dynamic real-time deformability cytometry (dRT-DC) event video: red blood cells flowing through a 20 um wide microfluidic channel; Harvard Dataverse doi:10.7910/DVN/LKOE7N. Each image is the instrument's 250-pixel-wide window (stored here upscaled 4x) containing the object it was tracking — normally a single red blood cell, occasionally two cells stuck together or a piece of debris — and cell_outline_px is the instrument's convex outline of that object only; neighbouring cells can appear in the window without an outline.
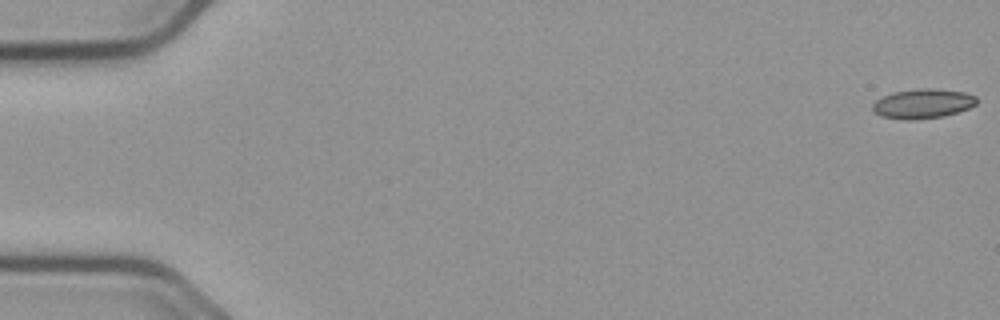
{"species": "common noctule bat (a hibernating species)", "species_latin": "Nyctalus noctula", "temperature_condition": "cold", "stored_images_in_passage": 57, "camera_frame_rate_fps": 3000, "um_per_image_px": 0.085, "animal": {"sex": "male", "body_mass_g": 23.1, "forearm_length_mm": 52.7}, "frame": {"image": 1, "passage_image": 1, "time_ms": 0.0, "image_size_px": [1000, 320], "cell_outline_px": [[976, 104], [968, 108], [944, 116], [916, 120], [904, 120], [880, 116], [872, 112], [872, 104], [876, 100], [892, 92], [916, 88], [932, 88], [964, 92], [976, 96]], "centroid_in_image_um": [78.39, 8.81], "position_along_channel_um": 6.6, "area_um2": 18.09}}
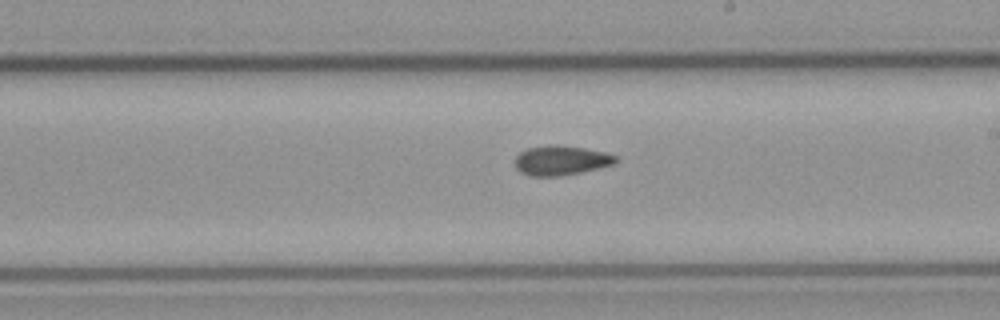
{"frame": {"image": 2, "passage_image": 33, "time_ms": 10.667, "image_size_px": [1000, 320], "cell_outline_px": [[620, 160], [616, 164], [580, 172], [556, 176], [532, 176], [520, 172], [516, 168], [516, 156], [520, 152], [528, 148], [548, 144], [556, 144], [584, 148], [604, 152], [620, 156]], "centroid_in_image_um": [47.74, 13.62], "position_along_channel_um": 241.3, "area_um2": 17.51}}
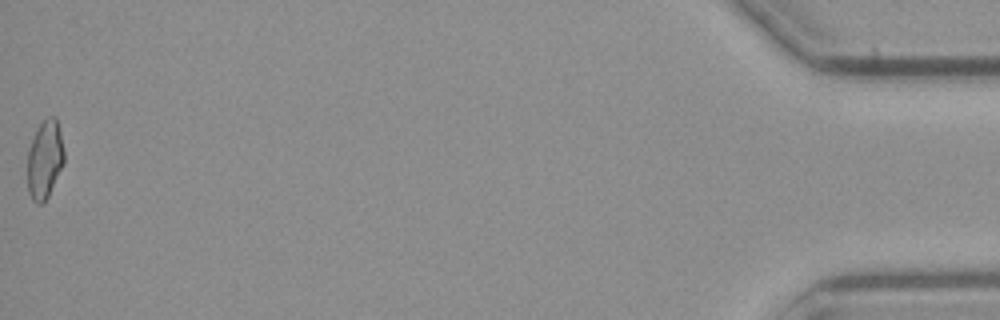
{"frame": {"image": 3, "passage_image": 57, "time_ms": 18.667, "image_size_px": [1000, 320], "cell_outline_px": [[64, 164], [48, 196], [40, 204], [36, 204], [32, 200], [28, 192], [28, 152], [32, 140], [40, 124], [48, 116], [56, 116], [60, 132], [64, 152]], "centroid_in_image_um": [3.82, 13.57], "position_along_channel_um": 431.4, "area_um2": 16.59}, "authors_computed_cell_mechanics": {"area_um2": 17.2244, "velocity_mm_per_s": 3.6722, "shape_relaxation_time_tau1_ms": null, "shape_relaxation_time_tau2_ms": 7.0066, "deformation_change_tau1": null, "deformation_change_tau2": 0.132}}